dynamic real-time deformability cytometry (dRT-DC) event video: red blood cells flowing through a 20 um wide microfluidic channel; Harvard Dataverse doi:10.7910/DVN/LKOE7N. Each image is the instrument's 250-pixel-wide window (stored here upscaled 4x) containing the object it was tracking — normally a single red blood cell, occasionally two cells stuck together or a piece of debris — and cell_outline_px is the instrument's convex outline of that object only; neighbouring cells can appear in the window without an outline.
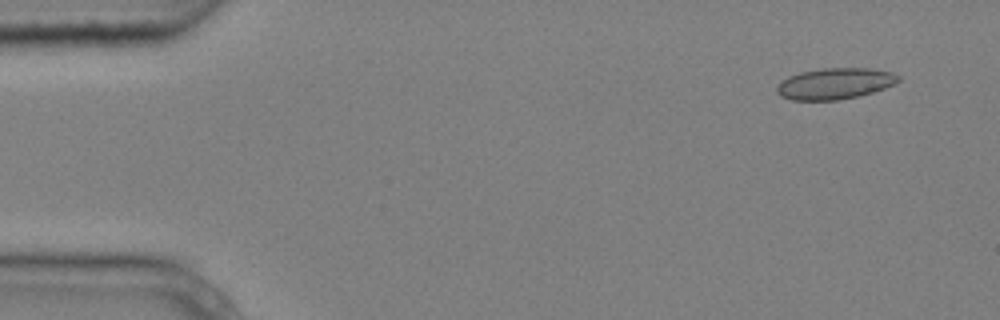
{"species": "common noctule bat (a hibernating species)", "species_latin": "Nyctalus noctula", "temperature_condition": "cold", "stored_images_in_passage": 6, "segment_of_instrument_passage": [2, 2], "camera_frame_rate_fps": 3000, "um_per_image_px": 0.085, "animal": {"sex": "male", "body_mass_g": 20.4}, "frame": {"image": 1, "passage_image": 6, "time_ms": 1.667, "image_size_px": [1000, 320], "cell_outline_px": [[900, 80], [884, 88], [860, 96], [836, 100], [792, 100], [780, 96], [776, 92], [776, 88], [788, 76], [800, 72], [824, 68], [868, 68], [892, 72], [900, 76]], "centroid_in_image_um": [70.96, 7.11], "position_along_channel_um": 14.0, "area_um2": 21.96}}